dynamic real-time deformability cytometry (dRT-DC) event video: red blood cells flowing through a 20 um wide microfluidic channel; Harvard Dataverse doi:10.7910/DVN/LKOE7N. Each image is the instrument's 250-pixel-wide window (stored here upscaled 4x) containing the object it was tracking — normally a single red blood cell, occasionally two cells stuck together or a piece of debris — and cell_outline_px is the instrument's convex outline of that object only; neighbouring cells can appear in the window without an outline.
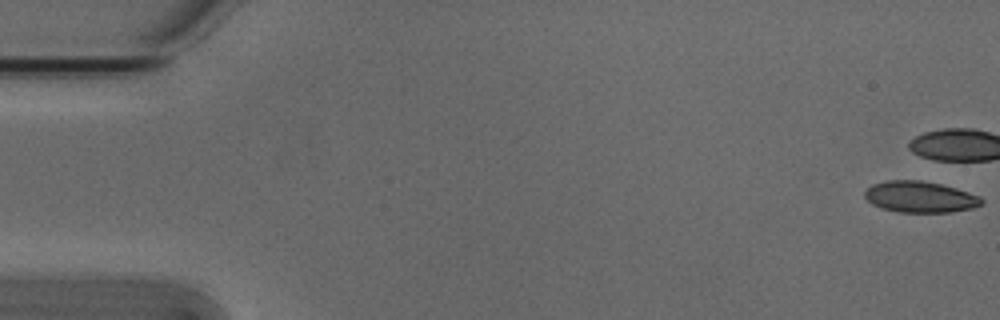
{"species": "Egyptian fruit bat (a non-hibernating species)", "species_latin": "Rousettus aegyptiacus", "temperature_condition": "cold", "stored_images_in_passage": 9, "camera_frame_rate_fps": 3000, "um_per_image_px": 0.085, "animal": {"sex": "male"}, "frame": {"image": 1, "passage_image": 1, "time_ms": 0.0, "image_size_px": [1000, 320], "cell_outline_px": [[984, 204], [972, 208], [952, 212], [896, 212], [880, 208], [872, 204], [864, 196], [864, 192], [872, 184], [888, 180], [920, 180], [940, 184], [956, 188], [980, 196], [984, 200]], "centroid_in_image_um": [78.21, 16.74], "position_along_channel_um": 6.8, "area_um2": 21.39}}
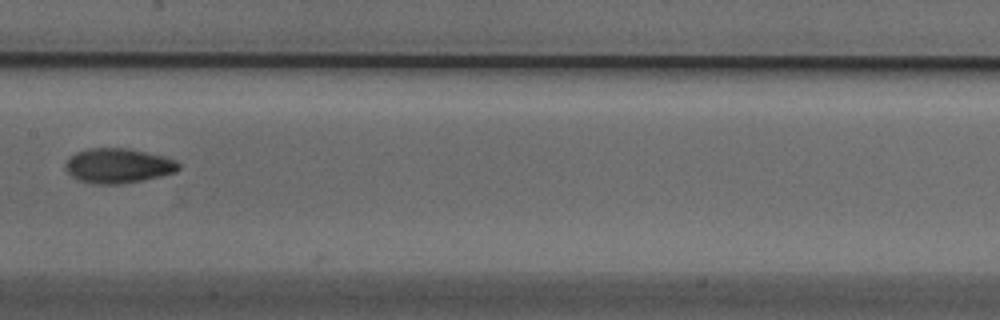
{"frame": {"image": 2, "passage_image": 8, "time_ms": 2.333, "image_size_px": [1000, 320], "cell_outline_px": [[180, 168], [176, 172], [144, 180], [120, 184], [92, 184], [80, 180], [72, 176], [64, 168], [64, 164], [68, 156], [76, 152], [88, 148], [128, 148], [164, 156], [176, 160], [180, 164]], "centroid_in_image_um": [10.03, 14.08], "position_along_channel_um": 197.4, "area_um2": 23.18}}
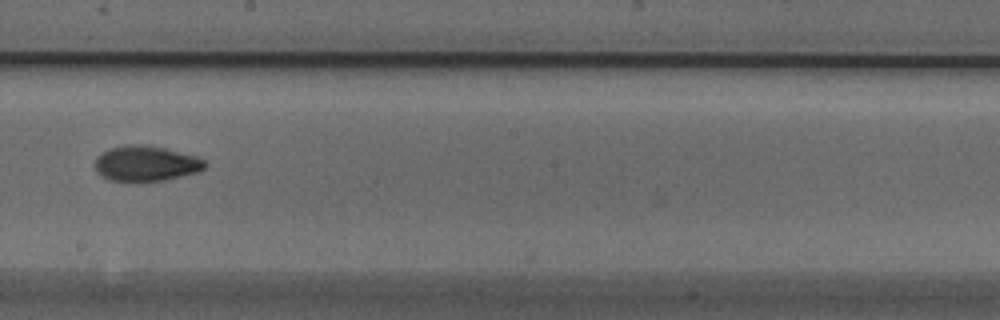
{"frame": {"image": 3, "passage_image": 9, "time_ms": 2.667, "image_size_px": [1000, 320], "cell_outline_px": [[208, 164], [200, 172], [164, 180], [108, 180], [96, 172], [96, 156], [112, 148], [124, 144], [144, 144], [164, 148], [196, 156], [204, 160]], "centroid_in_image_um": [12.43, 13.88], "position_along_channel_um": 235.8, "area_um2": 22.48}}